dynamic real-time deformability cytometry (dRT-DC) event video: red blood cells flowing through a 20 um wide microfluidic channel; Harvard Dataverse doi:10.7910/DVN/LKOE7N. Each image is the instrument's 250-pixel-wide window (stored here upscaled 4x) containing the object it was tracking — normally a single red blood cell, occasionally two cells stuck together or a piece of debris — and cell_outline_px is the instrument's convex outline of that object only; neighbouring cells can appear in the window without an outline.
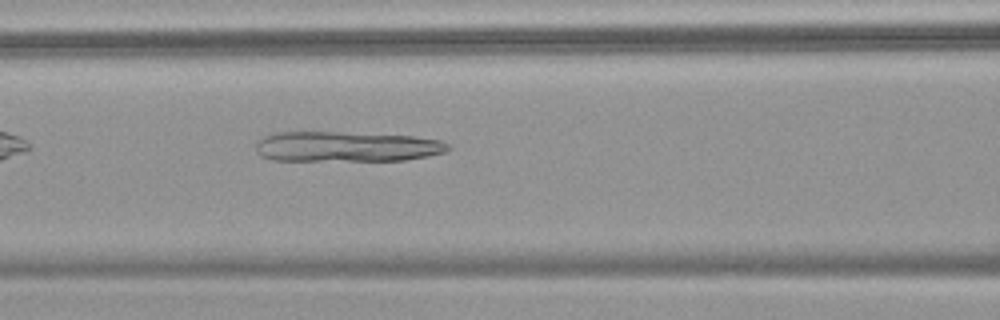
{"species": "common noctule bat (a hibernating species)", "species_latin": "Nyctalus noctula", "temperature_condition": "warm", "stored_images_in_passage": 38, "camera_frame_rate_fps": 3000, "um_per_image_px": 0.085, "animal": {"sex": "female", "body_mass_g": 18.4}, "frame": {"image": 1, "passage_image": 7, "time_ms": 2.0, "image_size_px": [1000, 320], "cell_outline_px": [[452, 148], [448, 152], [428, 156], [404, 160], [272, 160], [260, 156], [256, 152], [256, 140], [272, 132], [340, 132], [412, 136], [440, 140], [448, 144]], "centroid_in_image_um": [29.43, 12.46], "position_along_channel_um": 137.2, "area_um2": 34.1}}
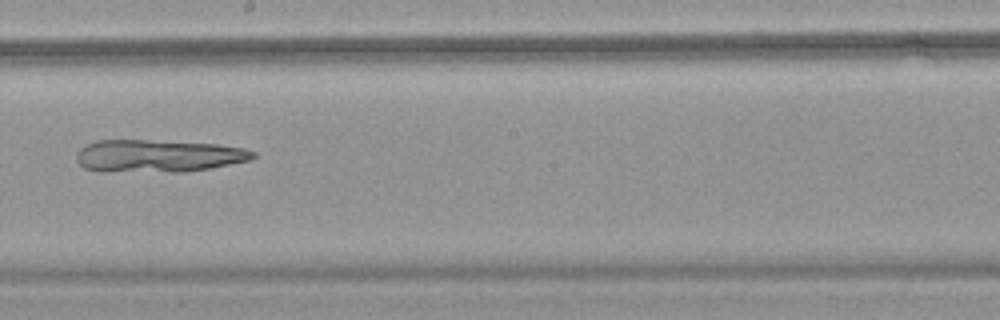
{"frame": {"image": 2, "passage_image": 15, "time_ms": 4.667, "image_size_px": [1000, 320], "cell_outline_px": [[256, 156], [248, 160], [208, 168], [184, 172], [100, 172], [84, 168], [76, 160], [76, 152], [84, 144], [96, 140], [144, 140], [216, 144], [244, 148], [256, 152]], "centroid_in_image_um": [13.35, 13.26], "position_along_channel_um": 234.8, "area_um2": 33.7}}
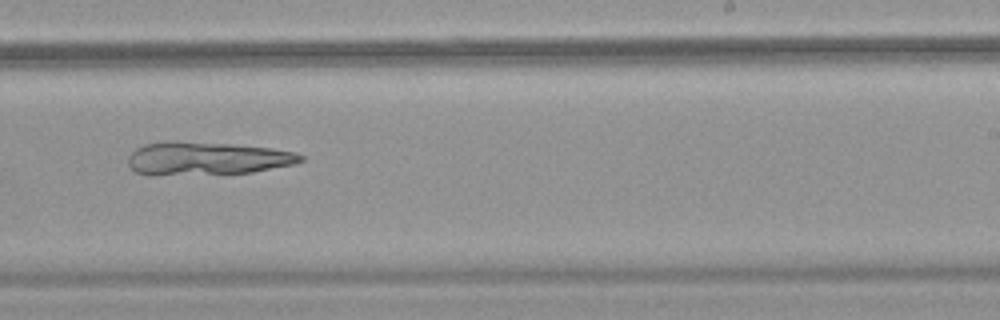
{"frame": {"image": 3, "passage_image": 18, "time_ms": 5.667, "image_size_px": [1000, 320], "cell_outline_px": [[304, 160], [296, 164], [252, 172], [152, 176], [148, 176], [136, 172], [128, 164], [128, 156], [136, 148], [144, 144], [168, 140], [172, 140], [228, 144], [272, 148], [296, 152], [304, 156]], "centroid_in_image_um": [17.55, 13.47], "position_along_channel_um": 271.4, "area_um2": 33.7}}